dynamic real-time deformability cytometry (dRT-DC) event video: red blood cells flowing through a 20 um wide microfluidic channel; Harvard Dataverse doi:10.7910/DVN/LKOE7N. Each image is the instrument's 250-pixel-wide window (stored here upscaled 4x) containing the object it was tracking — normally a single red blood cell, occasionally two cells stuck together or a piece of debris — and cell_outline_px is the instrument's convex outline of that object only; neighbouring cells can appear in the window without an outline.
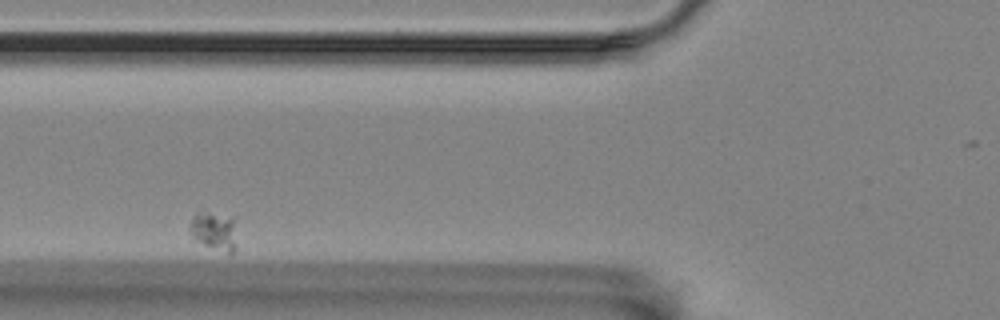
{"species": "Egyptian fruit bat (a non-hibernating species)", "species_latin": "Rousettus aegyptiacus", "temperature_condition": "room temperature", "stored_images_in_passage": 36, "camera_frame_rate_fps": 3000, "um_per_image_px": 0.085, "animal": {"sex": "female"}, "frame": {"image": 1, "passage_image": 6, "time_ms": 1.667, "image_size_px": [1000, 320], "cell_outline_px": [[236, 248], [228, 256], [192, 240], [188, 228], [192, 216], [196, 212], [236, 216]], "centroid_in_image_um": [18.22, 19.68], "position_along_channel_um": 107.6, "area_um2": 11.39}}
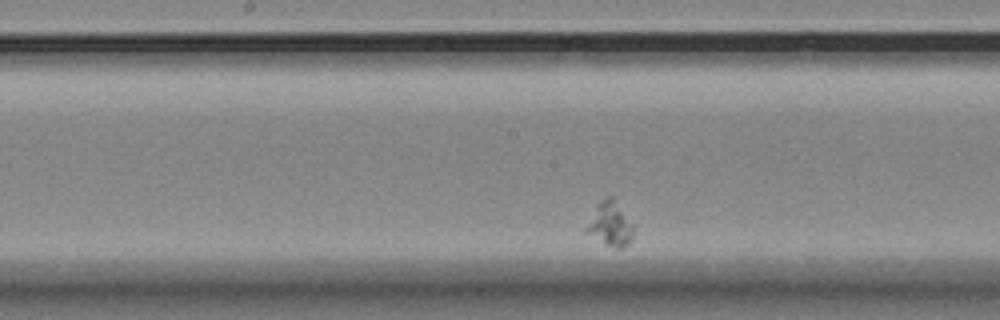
{"frame": {"image": 2, "passage_image": 16, "time_ms": 5.0, "image_size_px": [1000, 320], "cell_outline_px": [[636, 224], [632, 236], [628, 244], [620, 248], [616, 248], [604, 244], [584, 232], [584, 228], [600, 200], [608, 196], [612, 196]], "centroid_in_image_um": [51.89, 19.04], "position_along_channel_um": 196.3, "area_um2": 12.43}}
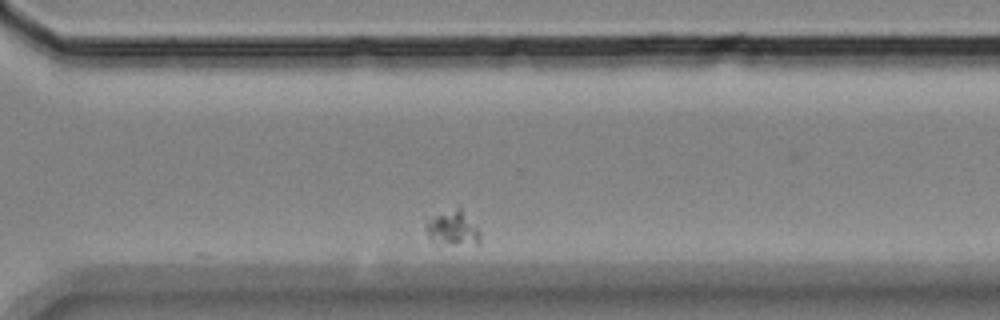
{"frame": {"image": 3, "passage_image": 31, "time_ms": 10.0, "image_size_px": [1000, 320], "cell_outline_px": [[480, 244], [452, 244], [428, 240], [424, 228], [424, 224], [428, 220], [460, 204], [480, 232]], "centroid_in_image_um": [38.48, 19.37], "position_along_channel_um": 332.1, "area_um2": 11.16}}